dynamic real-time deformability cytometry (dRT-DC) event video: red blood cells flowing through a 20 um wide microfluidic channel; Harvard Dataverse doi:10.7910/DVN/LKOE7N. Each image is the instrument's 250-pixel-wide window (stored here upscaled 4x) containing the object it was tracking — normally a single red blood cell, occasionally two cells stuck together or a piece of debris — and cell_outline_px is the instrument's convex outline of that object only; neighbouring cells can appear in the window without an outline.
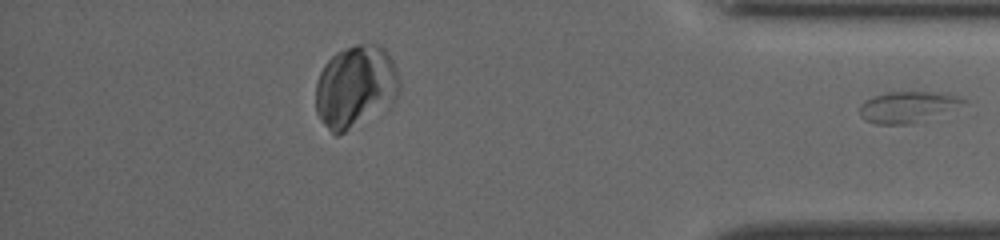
{"species": "common noctule bat (a hibernating species)", "species_latin": "Nyctalus noctula", "temperature_condition": "cold", "stored_images_in_passage": 38, "camera_frame_rate_fps": 3000, "um_per_image_px": 0.085, "animal": {"sex": "female", "body_mass_g": 19.5, "forearm_length_mm": 54.1}, "frame": {"image": 1, "passage_image": 38, "time_ms": 12.333, "image_size_px": [1000, 240], "cell_outline_px": [[968, 100], [912, 124], [876, 124], [864, 120], [860, 116], [860, 104], [864, 100], [872, 96], [892, 92], [936, 92], [960, 96]], "centroid_in_image_um": [77.02, 9.08], "position_along_channel_um": 358.2, "area_um2": 18.15}}